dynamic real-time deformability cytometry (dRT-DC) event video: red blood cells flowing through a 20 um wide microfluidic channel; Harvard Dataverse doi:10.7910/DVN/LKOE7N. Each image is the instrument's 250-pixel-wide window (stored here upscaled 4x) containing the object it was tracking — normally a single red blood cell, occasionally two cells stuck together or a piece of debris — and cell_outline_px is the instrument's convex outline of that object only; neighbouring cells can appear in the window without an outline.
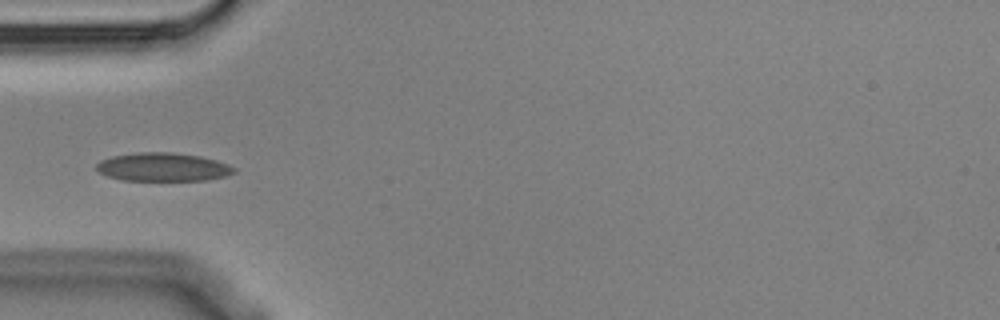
{"species": "Egyptian fruit bat (a non-hibernating species)", "species_latin": "Rousettus aegyptiacus", "temperature_condition": "cold", "stored_images_in_passage": 13, "camera_frame_rate_fps": 3000, "um_per_image_px": 0.085, "animal": {"sex": "male"}, "frame": {"image": 1, "passage_image": 3, "time_ms": 0.667, "image_size_px": [1000, 320], "cell_outline_px": [[236, 172], [224, 176], [204, 180], [120, 180], [108, 176], [100, 172], [96, 168], [96, 164], [100, 160], [112, 156], [140, 152], [172, 152], [200, 156], [216, 160], [228, 164], [236, 168]], "centroid_in_image_um": [13.85, 14.19], "position_along_channel_um": 71.2, "area_um2": 22.72}}
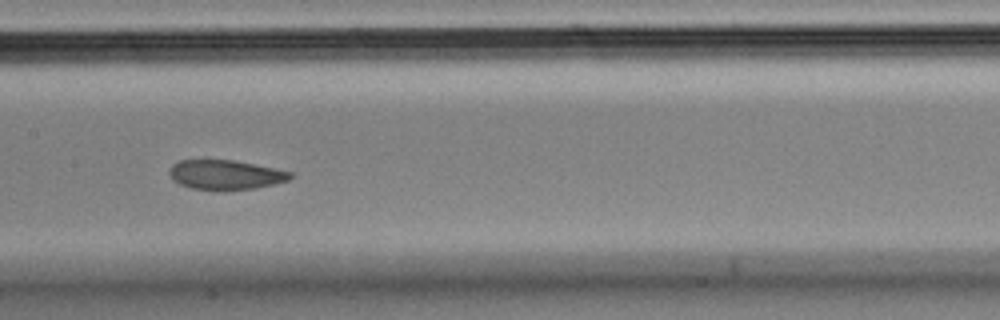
{"frame": {"image": 2, "passage_image": 6, "time_ms": 1.667, "image_size_px": [1000, 320], "cell_outline_px": [[292, 176], [288, 180], [256, 188], [224, 192], [220, 192], [192, 188], [180, 184], [172, 180], [168, 172], [172, 164], [180, 160], [232, 160], [292, 172]], "centroid_in_image_um": [19.11, 14.88], "position_along_channel_um": 188.3, "area_um2": 21.04}}
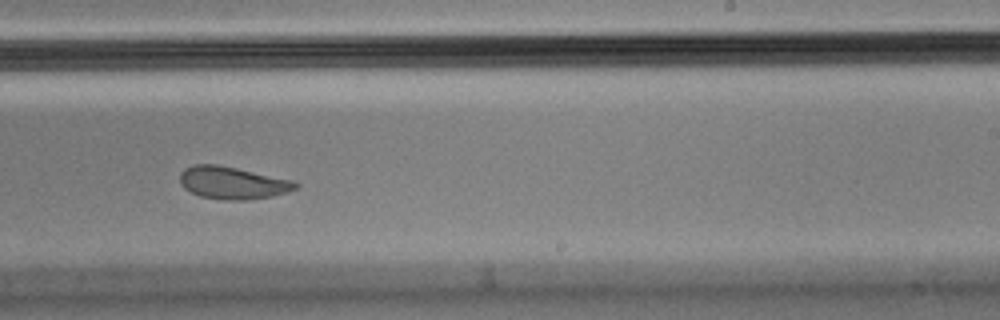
{"frame": {"image": 3, "passage_image": 8, "time_ms": 2.333, "image_size_px": [1000, 320], "cell_outline_px": [[300, 184], [296, 188], [288, 192], [272, 196], [248, 200], [224, 200], [200, 196], [184, 188], [180, 184], [180, 172], [184, 168], [196, 164], [216, 164], [236, 168], [292, 180]], "centroid_in_image_um": [19.75, 15.54], "position_along_channel_um": 269.2, "area_um2": 21.79}}